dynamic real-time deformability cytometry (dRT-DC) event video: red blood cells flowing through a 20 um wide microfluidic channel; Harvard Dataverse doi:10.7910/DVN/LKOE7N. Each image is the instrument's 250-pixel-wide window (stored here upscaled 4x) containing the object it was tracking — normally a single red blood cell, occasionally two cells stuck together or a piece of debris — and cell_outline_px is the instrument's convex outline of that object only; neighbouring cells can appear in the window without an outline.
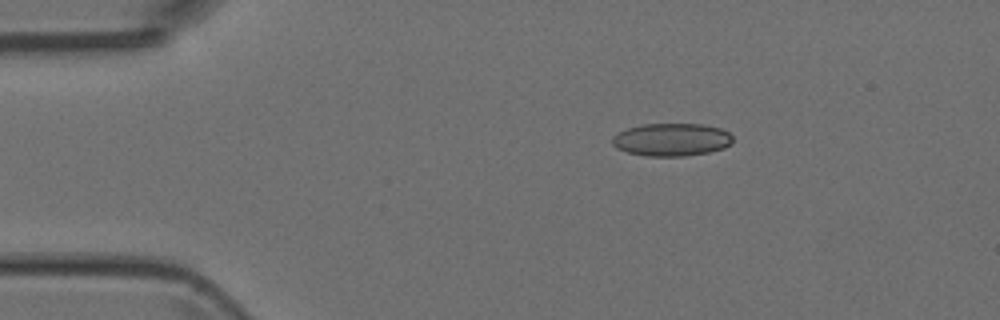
{"species": "Egyptian fruit bat (a non-hibernating species)", "species_latin": "Rousettus aegyptiacus", "temperature_condition": "room temperature", "stored_images_in_passage": 2, "camera_frame_rate_fps": 3000, "um_per_image_px": 0.085, "animal": {"sex": "female"}, "frame": {"image": 1, "passage_image": 1, "time_ms": 0.0, "image_size_px": [1000, 320], "cell_outline_px": [[732, 144], [724, 148], [708, 152], [684, 156], [648, 156], [628, 152], [616, 148], [612, 144], [612, 136], [628, 128], [644, 124], [704, 124], [720, 128], [728, 132], [732, 136]], "centroid_in_image_um": [57.1, 11.87], "position_along_channel_um": 27.9, "area_um2": 23.0}}